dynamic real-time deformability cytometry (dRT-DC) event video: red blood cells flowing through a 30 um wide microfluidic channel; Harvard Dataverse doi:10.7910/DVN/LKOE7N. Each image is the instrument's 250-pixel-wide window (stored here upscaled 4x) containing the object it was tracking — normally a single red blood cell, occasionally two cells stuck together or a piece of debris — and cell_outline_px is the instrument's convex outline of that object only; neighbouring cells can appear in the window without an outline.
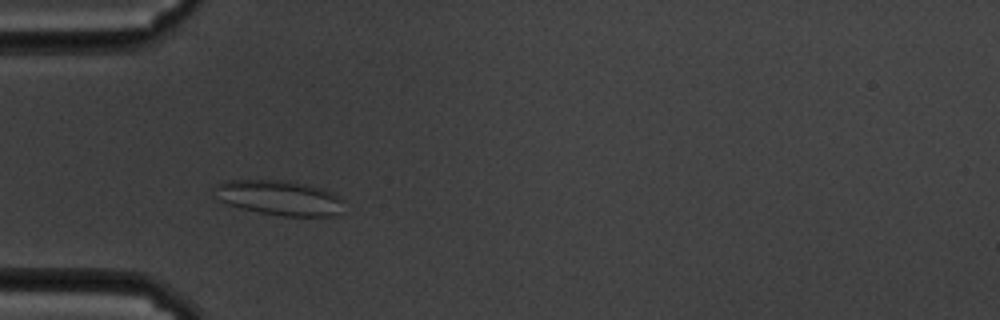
{"species": "common noctule bat (a hibernating species)", "species_latin": "Nyctalus noctula", "temperature_condition": "cold", "stored_images_in_passage": 53, "camera_frame_rate_fps": 3000, "um_per_image_px": 0.085, "animal": {"sex": "male", "body_mass_g": 19.5, "forearm_length_mm": 54.6}, "frame": {"image": 1, "passage_image": 12, "time_ms": 3.667, "image_size_px": [1000, 320], "cell_outline_px": [[344, 200], [340, 212], [332, 216], [280, 216], [240, 208], [228, 204], [220, 200], [216, 188], [216, 184], [228, 180], [288, 180], [308, 184], [324, 188], [340, 196]], "centroid_in_image_um": [23.81, 16.8], "position_along_channel_um": 61.2, "area_um2": 26.36}}
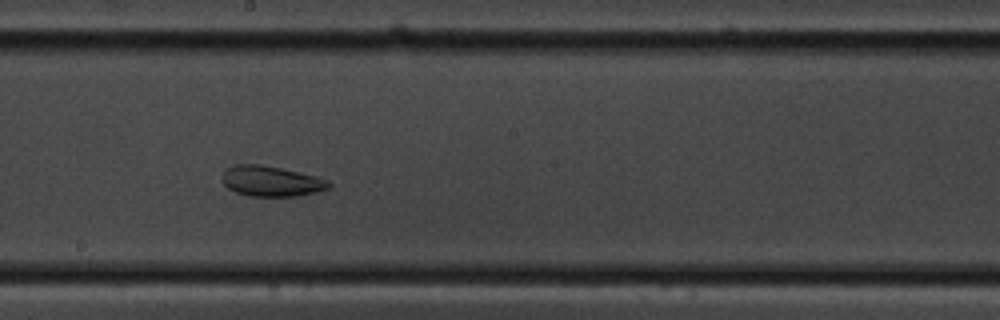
{"frame": {"image": 2, "passage_image": 27, "time_ms": 8.667, "image_size_px": [1000, 320], "cell_outline_px": [[332, 184], [328, 188], [316, 192], [296, 196], [248, 196], [236, 192], [228, 188], [224, 184], [224, 168], [236, 164], [260, 164], [280, 168], [316, 176], [328, 180]], "centroid_in_image_um": [23.05, 15.4], "position_along_channel_um": 225.2, "area_um2": 18.79}}
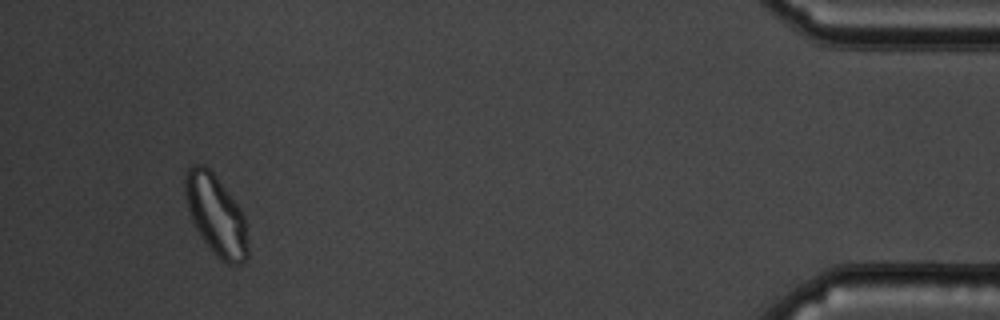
{"frame": {"image": 3, "passage_image": 50, "time_ms": 16.333, "image_size_px": [1000, 320], "cell_outline_px": [[248, 256], [240, 264], [228, 264], [216, 256], [204, 240], [192, 220], [188, 208], [184, 192], [184, 176], [188, 168], [192, 164], [204, 164], [216, 176], [240, 208], [244, 216], [248, 248]], "centroid_in_image_um": [18.35, 18.25], "position_along_channel_um": 416.9, "area_um2": 29.02}, "authors_computed_cell_mechanics": {"area_um2": 25.9522, "velocity_mm_per_s": 3.3474, "shape_relaxation_time_tau1_ms": null, "shape_relaxation_time_tau2_ms": 2.4701, "deformation_change_tau1": null, "deformation_change_tau2": 0.0797}}